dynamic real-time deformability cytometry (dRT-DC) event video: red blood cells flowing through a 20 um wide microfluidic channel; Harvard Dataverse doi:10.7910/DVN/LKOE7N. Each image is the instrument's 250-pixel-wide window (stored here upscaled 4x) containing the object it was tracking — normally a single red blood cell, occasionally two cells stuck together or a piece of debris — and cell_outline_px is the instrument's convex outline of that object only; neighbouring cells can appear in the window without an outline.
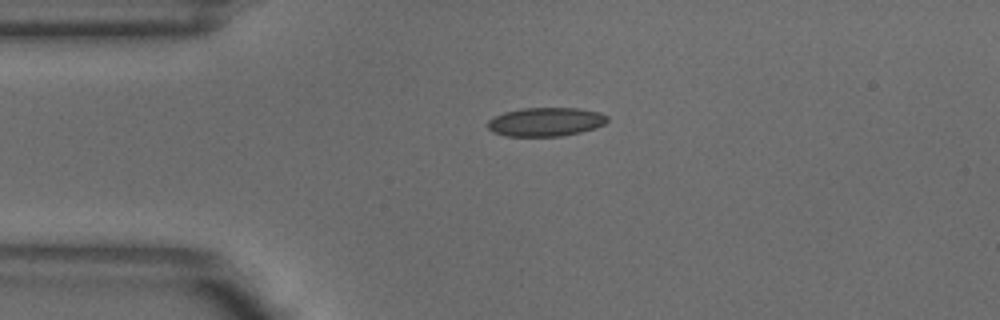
{"species": "common noctule bat (a hibernating species)", "species_latin": "Nyctalus noctula", "temperature_condition": "warm", "stored_images_in_passage": 5, "segment_of_instrument_passage": [2, 2], "camera_frame_rate_fps": 3000, "um_per_image_px": 0.085, "animal": {"sex": "male", "body_mass_g": 18.8}, "frame": {"image": 1, "passage_image": 5, "time_ms": 1.333, "image_size_px": [1000, 320], "cell_outline_px": [[608, 120], [604, 124], [596, 128], [580, 132], [560, 136], [504, 136], [492, 132], [488, 128], [488, 120], [504, 112], [524, 108], [576, 108], [600, 112], [608, 116]], "centroid_in_image_um": [46.39, 10.36], "position_along_channel_um": 38.6, "area_um2": 20.06}}